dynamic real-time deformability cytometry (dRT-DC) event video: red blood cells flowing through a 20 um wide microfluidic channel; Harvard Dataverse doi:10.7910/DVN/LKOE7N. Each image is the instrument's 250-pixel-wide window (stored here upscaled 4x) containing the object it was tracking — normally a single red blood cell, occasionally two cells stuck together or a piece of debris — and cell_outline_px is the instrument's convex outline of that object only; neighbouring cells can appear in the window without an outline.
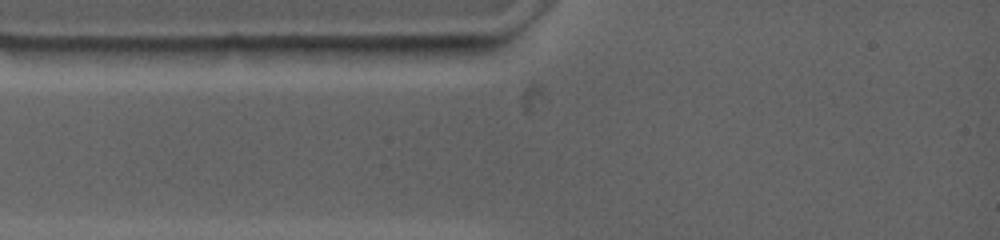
{"species": "common noctule bat (a hibernating species)", "species_latin": "Nyctalus noctula", "temperature_condition": "warm", "stored_images_in_passage": 1, "camera_frame_rate_fps": 4500, "um_per_image_px": 0.085, "animal": {"sex": "female", "body_mass_g": 19.0, "forearm_length_mm": 53.3}, "frame": {"image": 1, "passage_image": 1, "time_ms": 0.0, "image_size_px": [1000, 240], "cell_outline_px": [[468, 44], [464, 60], [400, 60], [340, 56], [300, 48], [300, 44]], "centroid_in_image_um": [33.48, 4.34], "position_along_channel_um": 51.5, "area_um2": 16.01}}